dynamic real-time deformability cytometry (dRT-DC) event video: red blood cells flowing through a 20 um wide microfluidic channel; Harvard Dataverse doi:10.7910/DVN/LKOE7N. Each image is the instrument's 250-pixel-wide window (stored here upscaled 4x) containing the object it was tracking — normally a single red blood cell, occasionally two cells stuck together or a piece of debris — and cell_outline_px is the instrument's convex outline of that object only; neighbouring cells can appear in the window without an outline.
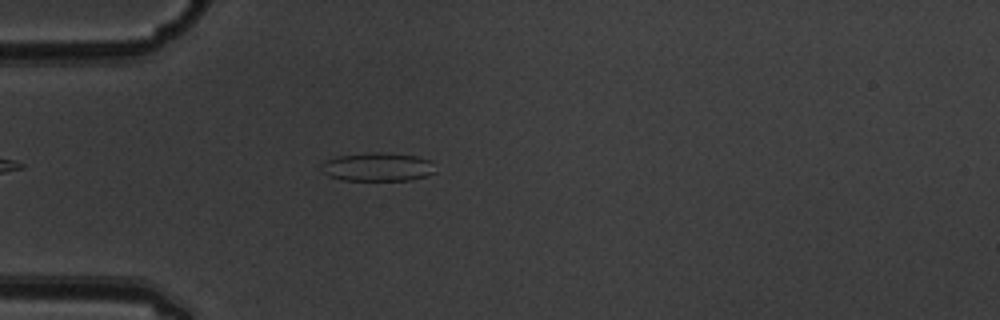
{"species": "common noctule bat (a hibernating species)", "species_latin": "Nyctalus noctula", "temperature_condition": "warm", "stored_images_in_passage": 4, "camera_frame_rate_fps": 3000, "um_per_image_px": 0.085, "animal": {"sex": "male", "body_mass_g": 19.5, "forearm_length_mm": 54.6}, "frame": {"image": 1, "passage_image": 4, "time_ms": 1.0, "image_size_px": [1000, 320], "cell_outline_px": [[436, 172], [428, 176], [412, 180], [340, 180], [328, 176], [320, 172], [320, 164], [324, 160], [336, 156], [372, 152], [376, 152], [416, 156], [432, 160]], "centroid_in_image_um": [32.07, 14.2], "position_along_channel_um": 52.9, "area_um2": 19.36}}